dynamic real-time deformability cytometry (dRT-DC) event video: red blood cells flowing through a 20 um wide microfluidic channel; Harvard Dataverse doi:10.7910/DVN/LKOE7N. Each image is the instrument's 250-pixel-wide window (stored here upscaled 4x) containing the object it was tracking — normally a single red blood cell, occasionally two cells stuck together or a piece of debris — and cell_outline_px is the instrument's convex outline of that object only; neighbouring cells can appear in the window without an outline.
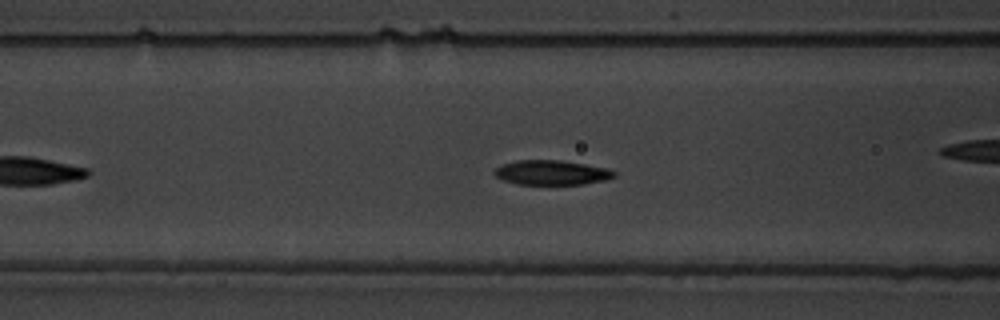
{"species": "common noctule bat (a hibernating species)", "species_latin": "Nyctalus noctula", "temperature_condition": "warm", "stored_images_in_passage": 37, "camera_frame_rate_fps": 3000, "um_per_image_px": 0.085, "animal": {"sex": "male", "body_mass_g": 19.5, "forearm_length_mm": 54.6}, "frame": {"image": 1, "passage_image": 11, "time_ms": 3.333, "image_size_px": [1000, 320], "cell_outline_px": [[616, 176], [604, 180], [584, 184], [516, 184], [504, 180], [496, 176], [492, 172], [496, 168], [504, 164], [516, 160], [560, 160], [608, 168], [616, 172]], "centroid_in_image_um": [46.89, 14.67], "position_along_channel_um": 119.7, "area_um2": 17.11}, "authors_computed_cell_mechanics": {"area_um2": 17.5712, "velocity_mm_per_s": 3.5963, "shape_relaxation_time_tau1_ms": 3.8553, "shape_relaxation_time_tau2_ms": 2.7106, "deformation_change_tau1": 0.1519, "deformation_change_tau2": 0.0905}}